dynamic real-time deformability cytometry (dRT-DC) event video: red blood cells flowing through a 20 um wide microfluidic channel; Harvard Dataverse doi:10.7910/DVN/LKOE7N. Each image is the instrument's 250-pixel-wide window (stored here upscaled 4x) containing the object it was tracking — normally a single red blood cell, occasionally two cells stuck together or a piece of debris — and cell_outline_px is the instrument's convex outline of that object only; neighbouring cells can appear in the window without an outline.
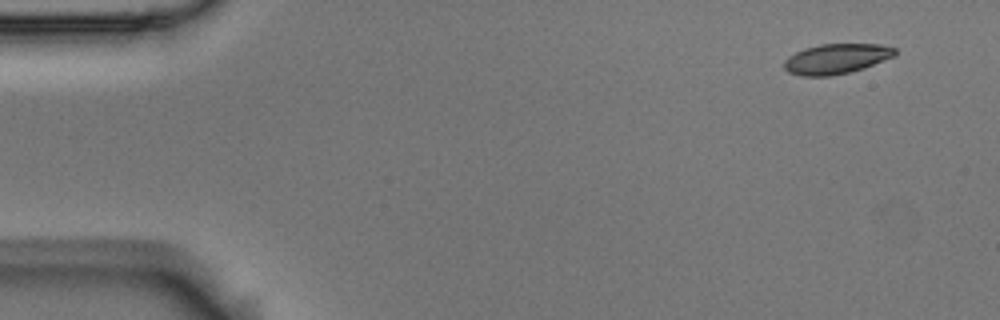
{"species": "Egyptian fruit bat (a non-hibernating species)", "species_latin": "Rousettus aegyptiacus", "temperature_condition": "room temperature", "stored_images_in_passage": 5, "segment_of_instrument_passage": [1, 2], "camera_frame_rate_fps": 3000, "um_per_image_px": 0.085, "animal": {"sex": "male"}, "frame": {"image": 1, "passage_image": 1, "time_ms": 0.0, "image_size_px": [1000, 320], "cell_outline_px": [[896, 56], [864, 68], [832, 76], [800, 76], [788, 72], [784, 68], [784, 60], [788, 56], [804, 48], [820, 44], [880, 44], [896, 48]], "centroid_in_image_um": [71.09, 5.0], "position_along_channel_um": 13.9, "area_um2": 19.59}}